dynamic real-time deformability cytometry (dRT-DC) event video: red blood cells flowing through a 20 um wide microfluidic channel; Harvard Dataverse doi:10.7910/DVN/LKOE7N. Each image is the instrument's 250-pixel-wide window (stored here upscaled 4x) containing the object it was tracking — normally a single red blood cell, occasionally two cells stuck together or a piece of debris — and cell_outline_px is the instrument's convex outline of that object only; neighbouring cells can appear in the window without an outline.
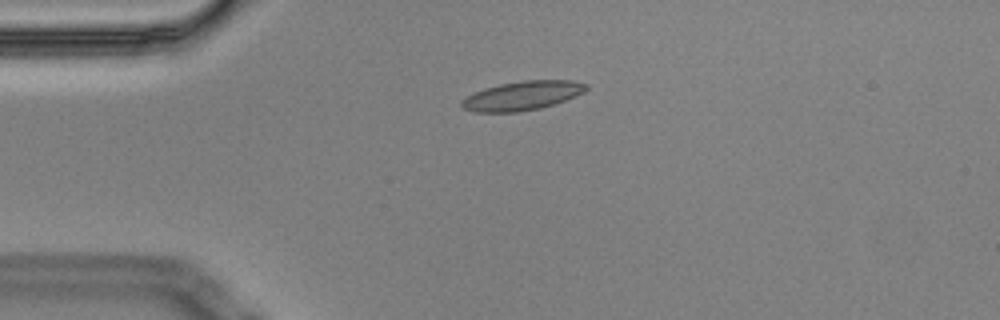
{"species": "Egyptian fruit bat (a non-hibernating species)", "species_latin": "Rousettus aegyptiacus", "temperature_condition": "cold", "stored_images_in_passage": 6, "camera_frame_rate_fps": 3000, "um_per_image_px": 0.085, "animal": {"sex": "male"}, "frame": {"image": 1, "passage_image": 4, "time_ms": 1.0, "image_size_px": [1000, 320], "cell_outline_px": [[588, 88], [584, 92], [576, 96], [540, 108], [516, 112], [476, 112], [464, 108], [460, 104], [460, 100], [484, 88], [500, 84], [524, 80], [572, 80], [588, 84]], "centroid_in_image_um": [44.41, 8.12], "position_along_channel_um": 40.6, "area_um2": 20.92}}